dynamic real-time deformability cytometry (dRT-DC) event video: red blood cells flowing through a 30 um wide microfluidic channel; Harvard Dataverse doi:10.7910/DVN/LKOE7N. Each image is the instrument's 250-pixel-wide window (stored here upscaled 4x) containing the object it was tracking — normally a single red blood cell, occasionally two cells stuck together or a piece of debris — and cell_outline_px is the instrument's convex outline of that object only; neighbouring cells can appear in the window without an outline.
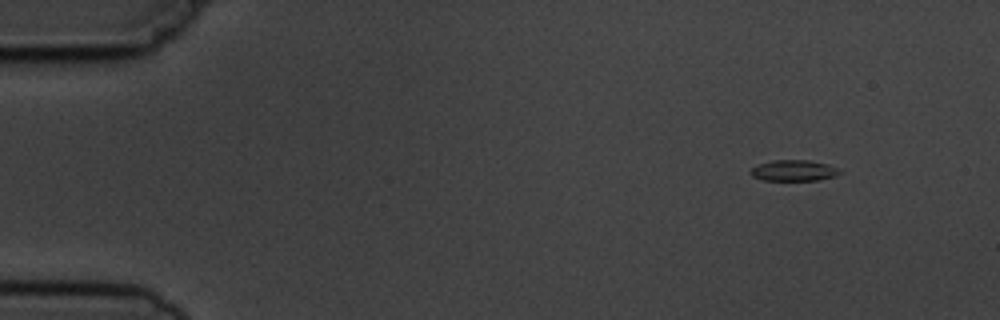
{"species": "common noctule bat (a hibernating species)", "species_latin": "Nyctalus noctula", "temperature_condition": "cold", "stored_images_in_passage": 4, "camera_frame_rate_fps": 3000, "um_per_image_px": 0.085, "animal": {"sex": "male", "body_mass_g": 19.5, "forearm_length_mm": 54.6}, "frame": {"image": 1, "passage_image": 1, "time_ms": 0.0, "image_size_px": [1000, 320], "cell_outline_px": [[840, 172], [836, 176], [820, 180], [764, 180], [752, 176], [748, 172], [752, 168], [760, 164], [772, 160], [808, 160], [828, 164], [836, 168]], "centroid_in_image_um": [67.45, 14.5], "position_along_channel_um": 17.5, "area_um2": 10.81}}
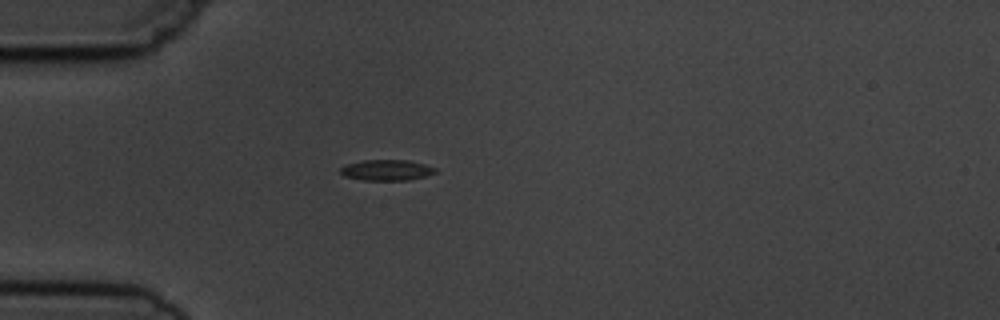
{"frame": {"image": 2, "passage_image": 4, "time_ms": 3.333, "image_size_px": [1000, 320], "cell_outline_px": [[436, 172], [424, 176], [408, 180], [364, 180], [344, 176], [340, 172], [340, 168], [348, 164], [364, 160], [408, 160], [424, 164], [436, 168]], "centroid_in_image_um": [32.86, 14.46], "position_along_channel_um": 52.1, "area_um2": 11.33}}